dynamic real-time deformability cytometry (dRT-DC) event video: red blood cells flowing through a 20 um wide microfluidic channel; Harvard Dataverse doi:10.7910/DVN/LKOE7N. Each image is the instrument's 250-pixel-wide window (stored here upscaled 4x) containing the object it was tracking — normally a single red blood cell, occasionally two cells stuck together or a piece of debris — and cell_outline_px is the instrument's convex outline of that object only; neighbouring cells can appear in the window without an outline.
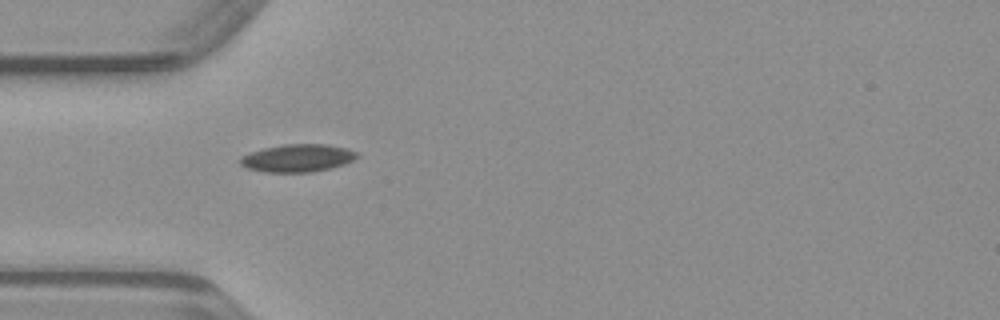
{"species": "common noctule bat (a hibernating species)", "species_latin": "Nyctalus noctula", "temperature_condition": "warm", "stored_images_in_passage": 35, "camera_frame_rate_fps": 3000, "um_per_image_px": 0.085, "animal": {"sex": "male", "body_mass_g": 23.1, "forearm_length_mm": 52.7}, "frame": {"image": 1, "passage_image": 1, "time_ms": 0.0, "image_size_px": [1000, 320], "cell_outline_px": [[360, 156], [344, 164], [332, 168], [312, 172], [264, 172], [248, 168], [240, 164], [240, 156], [248, 152], [264, 148], [284, 144], [328, 144], [360, 152]], "centroid_in_image_um": [25.3, 13.43], "position_along_channel_um": 59.7, "area_um2": 19.02}}
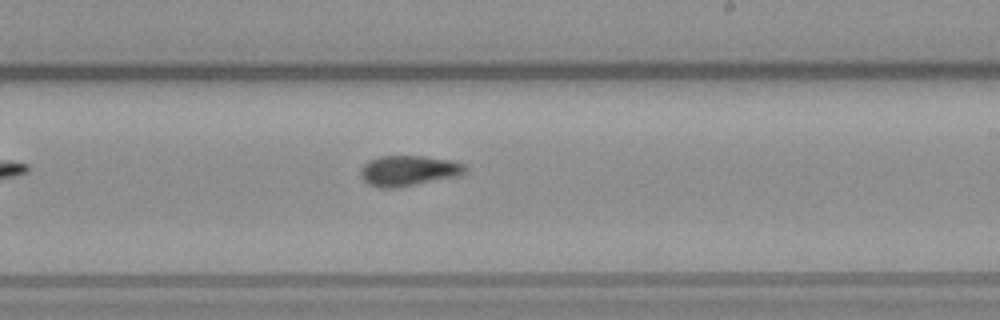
{"frame": {"image": 2, "passage_image": 15, "time_ms": 4.667, "image_size_px": [1000, 320], "cell_outline_px": [[468, 168], [460, 176], [400, 188], [380, 188], [368, 184], [360, 176], [360, 168], [368, 160], [380, 156], [424, 156], [448, 160], [464, 164]], "centroid_in_image_um": [34.71, 14.52], "position_along_channel_um": 254.3, "area_um2": 18.84}}
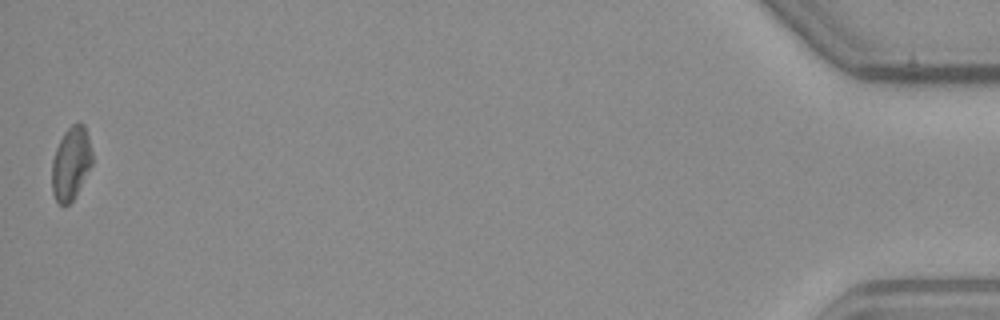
{"frame": {"image": 3, "passage_image": 35, "time_ms": 11.333, "image_size_px": [1000, 320], "cell_outline_px": [[92, 164], [72, 200], [64, 208], [56, 200], [52, 192], [52, 160], [56, 148], [64, 132], [72, 124], [80, 120], [84, 124], [88, 136], [92, 152]], "centroid_in_image_um": [6.02, 13.86], "position_along_channel_um": 429.2, "area_um2": 17.11}}